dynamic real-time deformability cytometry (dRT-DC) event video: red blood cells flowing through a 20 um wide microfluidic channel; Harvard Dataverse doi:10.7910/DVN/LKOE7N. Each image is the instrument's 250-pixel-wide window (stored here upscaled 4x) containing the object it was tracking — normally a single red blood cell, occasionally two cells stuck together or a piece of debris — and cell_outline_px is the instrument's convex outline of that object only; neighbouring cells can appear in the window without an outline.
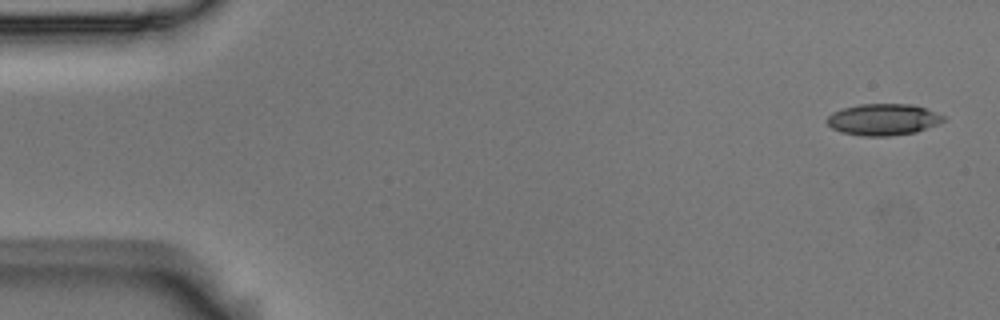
{"species": "Egyptian fruit bat (a non-hibernating species)", "species_latin": "Rousettus aegyptiacus", "temperature_condition": "room temperature", "stored_images_in_passage": 3, "camera_frame_rate_fps": 3000, "um_per_image_px": 0.085, "animal": {"sex": "male"}, "frame": {"image": 1, "passage_image": 1, "time_ms": 0.0, "image_size_px": [1000, 320], "cell_outline_px": [[948, 120], [916, 132], [888, 136], [864, 136], [840, 132], [832, 128], [828, 124], [828, 116], [832, 112], [844, 108], [860, 104], [912, 104], [928, 108], [944, 116]], "centroid_in_image_um": [75.11, 10.15], "position_along_channel_um": 9.9, "area_um2": 21.44}}